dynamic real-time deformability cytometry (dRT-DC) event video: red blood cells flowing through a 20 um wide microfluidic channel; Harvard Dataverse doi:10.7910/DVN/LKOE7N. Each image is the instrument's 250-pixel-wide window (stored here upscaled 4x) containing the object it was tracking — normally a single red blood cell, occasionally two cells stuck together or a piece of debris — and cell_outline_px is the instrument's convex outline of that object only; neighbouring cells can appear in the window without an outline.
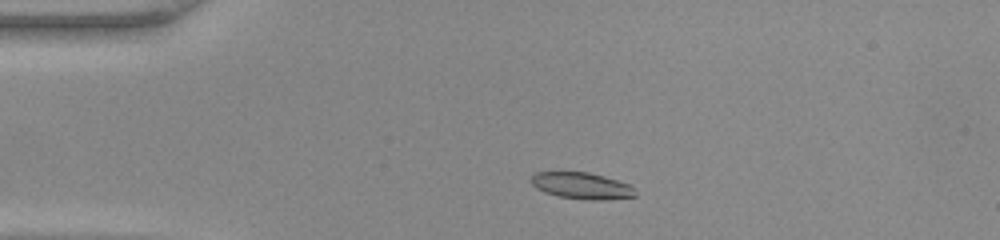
{"species": "common noctule bat (a hibernating species)", "species_latin": "Nyctalus noctula", "temperature_condition": "warm", "stored_images_in_passage": 41, "camera_frame_rate_fps": 3000, "um_per_image_px": 0.085, "animal": {"sex": "female", "body_mass_g": 22.0, "forearm_length_mm": 56.7}, "frame": {"image": 1, "passage_image": 4, "time_ms": 1.0, "image_size_px": [1000, 240], "cell_outline_px": [[636, 196], [600, 200], [584, 200], [560, 196], [544, 192], [536, 188], [528, 180], [536, 172], [588, 172], [604, 176], [632, 184], [636, 188]], "centroid_in_image_um": [49.47, 15.78], "position_along_channel_um": 35.5, "area_um2": 16.3}}
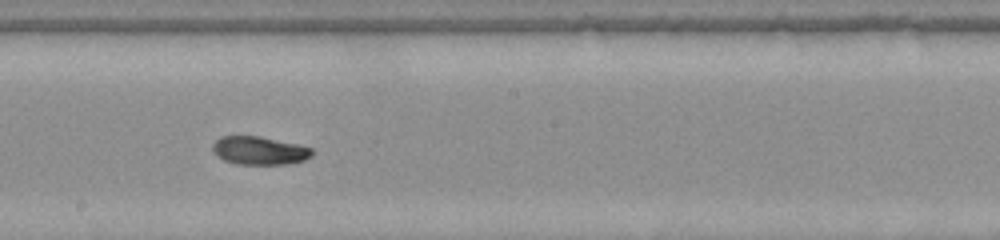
{"frame": {"image": 2, "passage_image": 20, "time_ms": 6.333, "image_size_px": [1000, 240], "cell_outline_px": [[312, 156], [304, 160], [288, 164], [236, 164], [224, 160], [216, 156], [212, 148], [212, 144], [220, 136], [260, 136], [296, 144], [312, 148]], "centroid_in_image_um": [22.02, 12.8], "position_along_channel_um": 226.2, "area_um2": 16.36}}
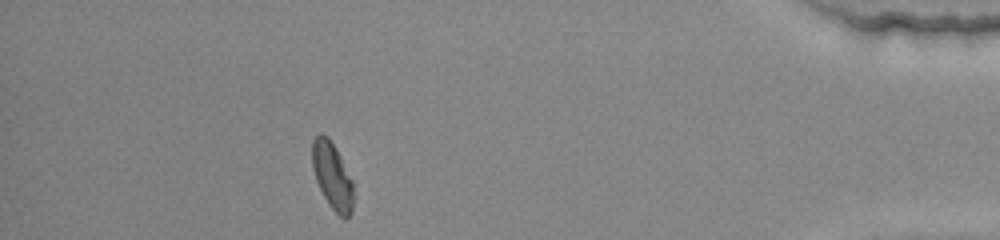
{"frame": {"image": 3, "passage_image": 36, "time_ms": 11.667, "image_size_px": [1000, 240], "cell_outline_px": [[352, 212], [344, 220], [328, 204], [316, 180], [312, 168], [312, 140], [320, 132], [328, 136], [336, 148], [352, 180]], "centroid_in_image_um": [28.22, 14.91], "position_along_channel_um": 407.0, "area_um2": 15.9}}